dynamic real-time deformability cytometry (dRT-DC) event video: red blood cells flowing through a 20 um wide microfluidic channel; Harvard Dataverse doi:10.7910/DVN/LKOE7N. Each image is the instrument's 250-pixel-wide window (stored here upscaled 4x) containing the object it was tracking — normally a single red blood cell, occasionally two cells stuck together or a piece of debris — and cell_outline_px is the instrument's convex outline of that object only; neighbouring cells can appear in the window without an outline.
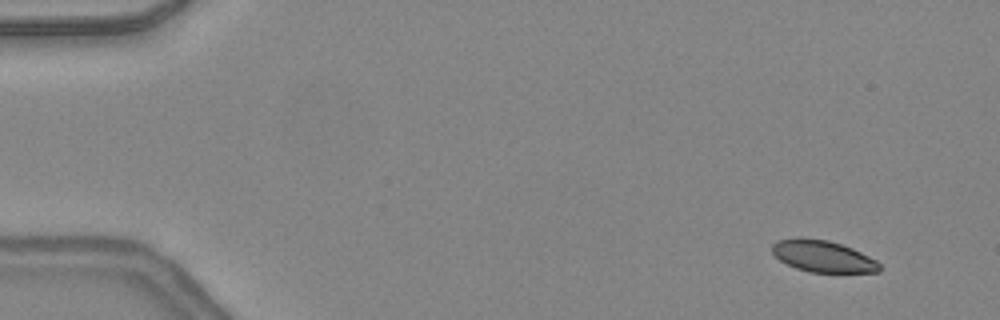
{"species": "common noctule bat (a hibernating species)", "species_latin": "Nyctalus noctula", "temperature_condition": "warm", "stored_images_in_passage": 45, "camera_frame_rate_fps": 3000, "um_per_image_px": 0.085, "animal": {"sex": "female", "body_mass_g": 24.6, "forearm_length_mm": 56.2}, "frame": {"image": 1, "passage_image": 1, "time_ms": 0.0, "image_size_px": [1000, 320], "cell_outline_px": [[880, 272], [808, 272], [796, 268], [780, 260], [772, 252], [772, 244], [776, 240], [796, 236], [804, 236], [828, 240], [852, 248], [876, 260], [880, 264]], "centroid_in_image_um": [69.9, 21.75], "position_along_channel_um": 15.1, "area_um2": 20.0}}
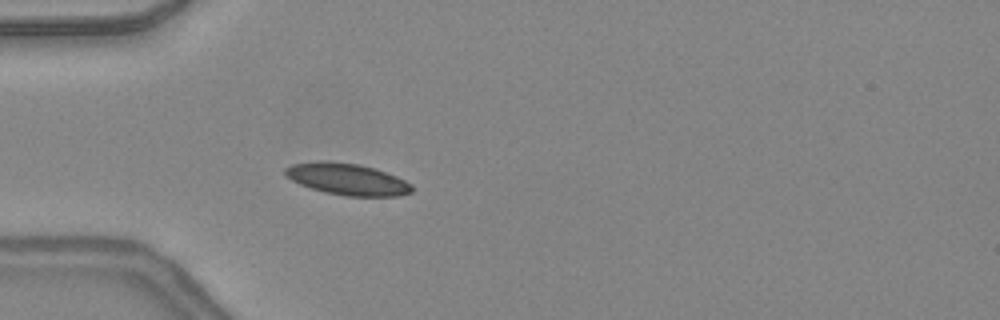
{"frame": {"image": 2, "passage_image": 12, "time_ms": 3.667, "image_size_px": [1000, 320], "cell_outline_px": [[412, 192], [400, 196], [344, 196], [324, 192], [300, 184], [284, 176], [284, 168], [292, 164], [320, 160], [328, 160], [360, 164], [376, 168], [396, 176], [412, 184]], "centroid_in_image_um": [29.5, 15.22], "position_along_channel_um": 55.5, "area_um2": 23.64}}
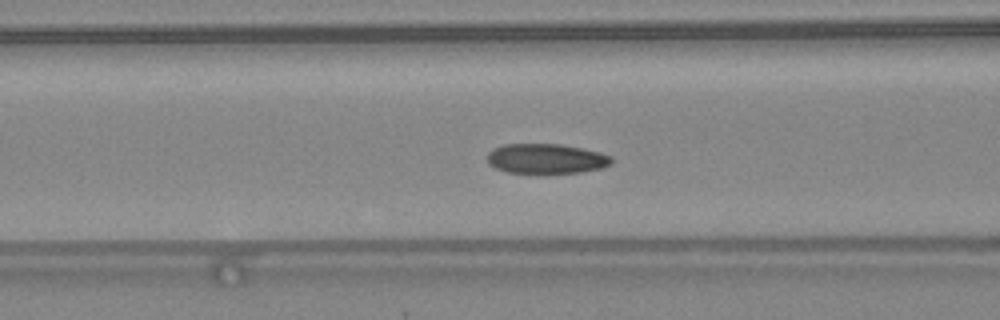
{"frame": {"image": 3, "passage_image": 17, "time_ms": 5.333, "image_size_px": [1000, 320], "cell_outline_px": [[612, 164], [600, 168], [580, 172], [508, 172], [496, 168], [488, 164], [488, 152], [492, 148], [504, 144], [560, 144], [584, 148], [600, 152], [612, 156]], "centroid_in_image_um": [46.43, 13.46], "position_along_channel_um": 120.2, "area_um2": 21.5}, "authors_computed_cell_mechanics": {"area_um2": 21.7906, "velocity_mm_per_s": 4.3391, "shape_relaxation_time_tau1_ms": 5.0686, "shape_relaxation_time_tau2_ms": 3.9194, "deformation_change_tau1": 0.102, "deformation_change_tau2": 0.0866}}